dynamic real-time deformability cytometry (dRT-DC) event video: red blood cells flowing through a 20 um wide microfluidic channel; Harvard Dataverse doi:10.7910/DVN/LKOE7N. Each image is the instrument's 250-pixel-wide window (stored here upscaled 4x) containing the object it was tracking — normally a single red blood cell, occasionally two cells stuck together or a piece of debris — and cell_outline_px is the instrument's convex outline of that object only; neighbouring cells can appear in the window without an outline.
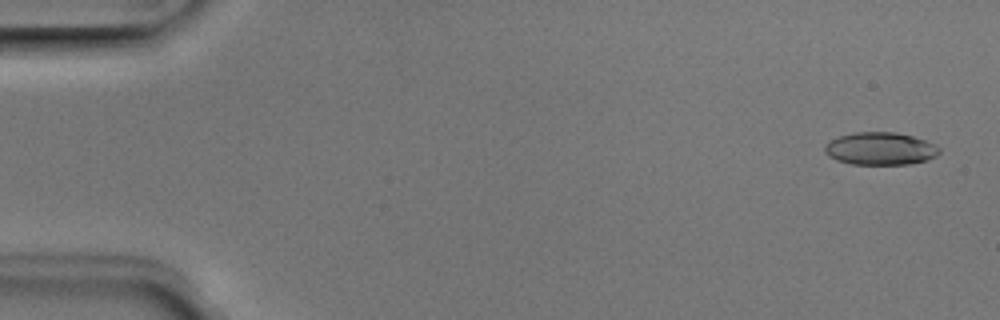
{"species": "Egyptian fruit bat (a non-hibernating species)", "species_latin": "Rousettus aegyptiacus", "temperature_condition": "room temperature", "stored_images_in_passage": 51, "camera_frame_rate_fps": 3000, "um_per_image_px": 0.085, "animal": {"sex": "male"}, "frame": {"image": 1, "passage_image": 2, "time_ms": 0.333, "image_size_px": [1000, 320], "cell_outline_px": [[940, 152], [936, 156], [928, 160], [908, 164], [852, 164], [836, 160], [828, 156], [824, 152], [824, 144], [840, 136], [856, 132], [896, 132], [912, 136], [936, 144], [940, 148]], "centroid_in_image_um": [74.83, 12.64], "position_along_channel_um": 10.2, "area_um2": 21.85}}
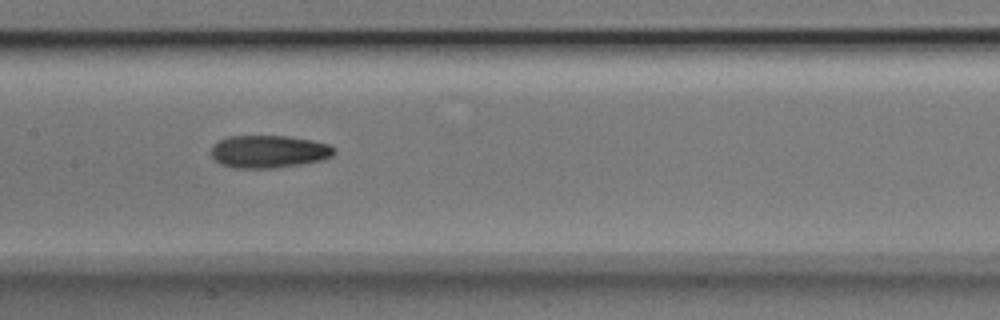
{"frame": {"image": 2, "passage_image": 25, "time_ms": 8.0, "image_size_px": [1000, 320], "cell_outline_px": [[336, 152], [332, 156], [320, 160], [300, 164], [276, 168], [232, 168], [220, 164], [212, 156], [212, 148], [220, 140], [228, 136], [288, 136], [312, 140], [332, 144], [336, 148]], "centroid_in_image_um": [22.89, 12.88], "position_along_channel_um": 184.5, "area_um2": 23.47}}
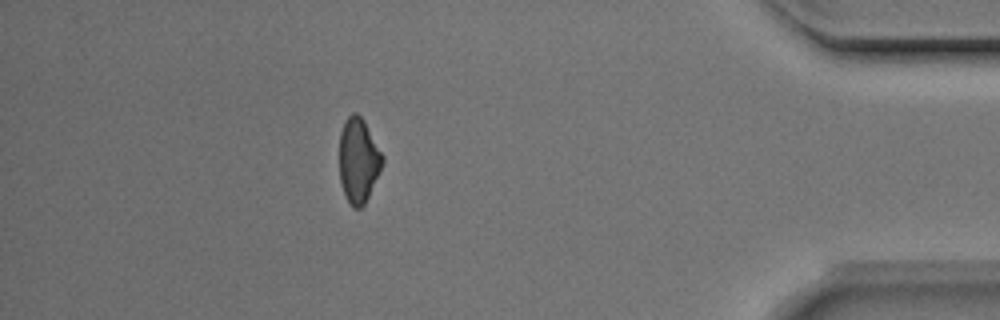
{"frame": {"image": 3, "passage_image": 45, "time_ms": 14.667, "image_size_px": [1000, 320], "cell_outline_px": [[384, 160], [368, 196], [364, 204], [360, 208], [352, 208], [340, 184], [340, 132], [344, 120], [352, 112], [356, 112], [364, 120], [384, 156]], "centroid_in_image_um": [30.45, 13.59], "position_along_channel_um": 404.7, "area_um2": 21.1}, "authors_computed_cell_mechanics": {"area_um2": 22.1952, "velocity_mm_per_s": 3.9828, "shape_relaxation_time_tau1_ms": 5.5383, "shape_relaxation_time_tau2_ms": 3.5825, "deformation_change_tau1": 0.1549, "deformation_change_tau2": 0.1141}}